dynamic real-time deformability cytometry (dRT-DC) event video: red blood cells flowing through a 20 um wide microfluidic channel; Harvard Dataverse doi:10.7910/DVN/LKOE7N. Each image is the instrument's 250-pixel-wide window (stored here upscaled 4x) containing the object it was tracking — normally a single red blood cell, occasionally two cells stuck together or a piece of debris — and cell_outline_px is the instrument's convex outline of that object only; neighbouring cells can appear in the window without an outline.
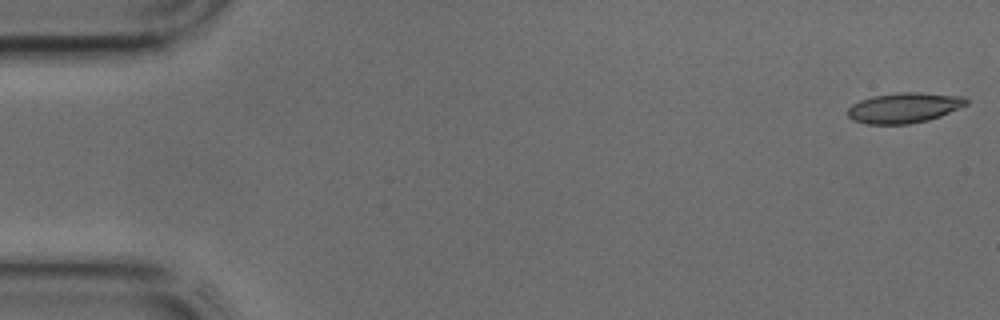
{"species": "common noctule bat (a hibernating species)", "species_latin": "Nyctalus noctula", "temperature_condition": "cold", "stored_images_in_passage": 43, "camera_frame_rate_fps": 3000, "um_per_image_px": 0.085, "animal": {"sex": "male", "body_mass_g": 17.9, "forearm_length_mm": 54.2}, "frame": {"image": 1, "passage_image": 1, "time_ms": 0.0, "image_size_px": [1000, 320], "cell_outline_px": [[968, 104], [940, 116], [928, 120], [908, 124], [868, 124], [852, 120], [848, 116], [848, 108], [852, 104], [860, 100], [872, 96], [900, 92], [920, 92], [964, 96], [968, 100]], "centroid_in_image_um": [76.85, 9.15], "position_along_channel_um": 8.2, "area_um2": 20.98}}
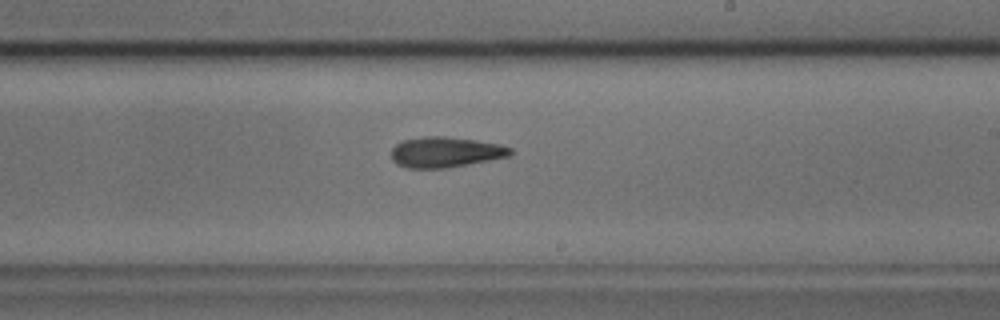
{"frame": {"image": 2, "passage_image": 25, "time_ms": 8.0, "image_size_px": [1000, 320], "cell_outline_px": [[512, 152], [508, 156], [448, 168], [408, 168], [396, 164], [392, 160], [392, 148], [396, 144], [404, 140], [424, 136], [444, 136], [476, 140], [500, 144], [512, 148]], "centroid_in_image_um": [37.84, 12.93], "position_along_channel_um": 251.2, "area_um2": 21.1}}
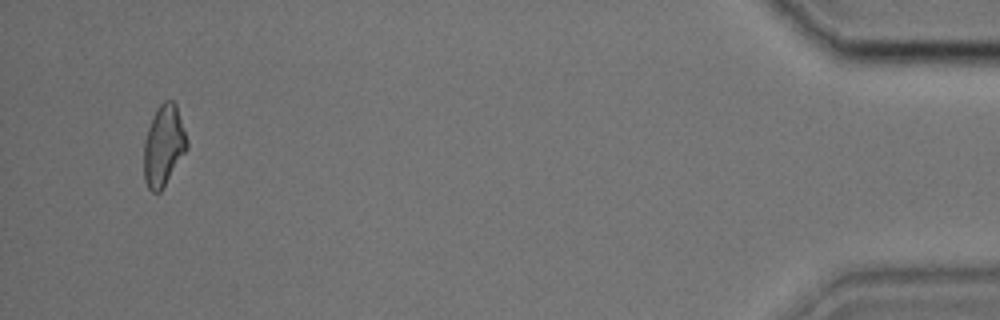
{"frame": {"image": 3, "passage_image": 41, "time_ms": 13.333, "image_size_px": [1000, 320], "cell_outline_px": [[188, 148], [160, 192], [152, 192], [148, 188], [144, 180], [144, 140], [148, 128], [156, 108], [164, 100], [172, 100], [176, 104], [188, 140]], "centroid_in_image_um": [13.91, 12.36], "position_along_channel_um": 421.3, "area_um2": 20.29}}